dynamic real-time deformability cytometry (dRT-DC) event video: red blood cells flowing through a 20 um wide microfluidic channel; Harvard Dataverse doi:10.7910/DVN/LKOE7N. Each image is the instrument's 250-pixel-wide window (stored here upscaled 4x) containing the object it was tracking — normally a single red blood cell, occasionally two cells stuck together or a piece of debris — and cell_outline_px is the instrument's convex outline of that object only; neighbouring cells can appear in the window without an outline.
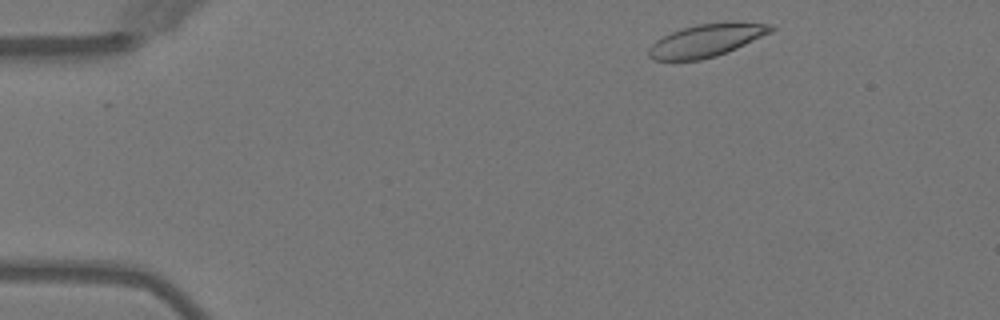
{"species": "Egyptian fruit bat (a non-hibernating species)", "species_latin": "Rousettus aegyptiacus", "temperature_condition": "warm", "stored_images_in_passage": 4, "camera_frame_rate_fps": 3000, "um_per_image_px": 0.085, "animal": {"sex": "female"}, "frame": {"image": 1, "passage_image": 1, "time_ms": 0.0, "image_size_px": [1000, 320], "cell_outline_px": [[776, 28], [772, 32], [736, 48], [716, 56], [700, 60], [652, 60], [648, 56], [648, 48], [656, 40], [672, 32], [696, 24], [772, 24]], "centroid_in_image_um": [59.98, 3.48], "position_along_channel_um": 25.0, "area_um2": 22.48}}